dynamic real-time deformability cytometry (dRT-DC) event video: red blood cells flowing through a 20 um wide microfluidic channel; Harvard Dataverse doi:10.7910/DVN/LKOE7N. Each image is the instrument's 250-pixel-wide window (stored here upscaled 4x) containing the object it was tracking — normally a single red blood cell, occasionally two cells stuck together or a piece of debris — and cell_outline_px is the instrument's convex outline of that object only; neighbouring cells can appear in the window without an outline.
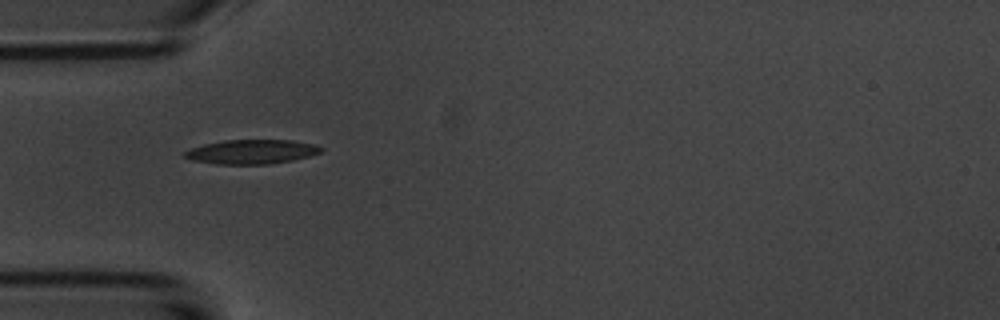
{"species": "common noctule bat (a hibernating species)", "species_latin": "Nyctalus noctula", "temperature_condition": "room temperature", "stored_images_in_passage": 4, "camera_frame_rate_fps": 3000, "um_per_image_px": 0.085, "animal": {"sex": "male", "body_mass_g": 20.1, "forearm_length_mm": 53.5}, "frame": {"image": 1, "passage_image": 1, "time_ms": 0.0, "image_size_px": [1000, 320], "cell_outline_px": [[324, 148], [320, 152], [308, 156], [292, 160], [268, 164], [216, 164], [192, 160], [184, 156], [184, 152], [188, 148], [204, 144], [224, 140], [292, 140], [312, 144]], "centroid_in_image_um": [21.34, 12.89], "position_along_channel_um": 63.7, "area_um2": 19.19}}
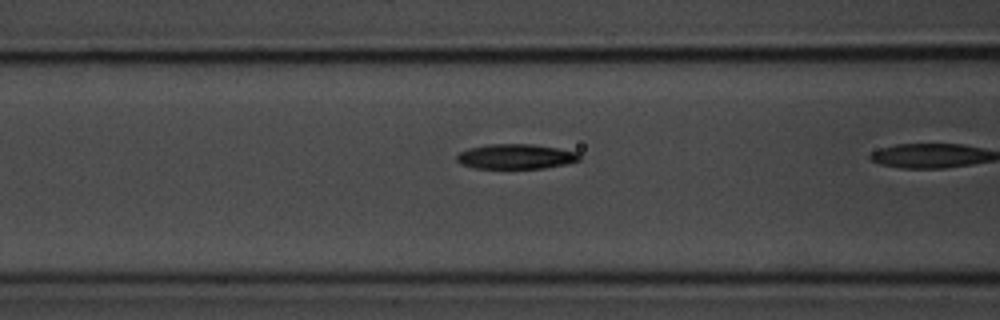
{"frame": {"image": 2, "passage_image": 3, "time_ms": 0.667, "image_size_px": [1000, 320], "cell_outline_px": [[580, 160], [564, 164], [544, 168], [472, 168], [460, 164], [456, 160], [456, 156], [460, 152], [468, 148], [488, 144], [532, 144], [580, 152]], "centroid_in_image_um": [43.82, 13.3], "position_along_channel_um": 122.8, "area_um2": 17.86}}